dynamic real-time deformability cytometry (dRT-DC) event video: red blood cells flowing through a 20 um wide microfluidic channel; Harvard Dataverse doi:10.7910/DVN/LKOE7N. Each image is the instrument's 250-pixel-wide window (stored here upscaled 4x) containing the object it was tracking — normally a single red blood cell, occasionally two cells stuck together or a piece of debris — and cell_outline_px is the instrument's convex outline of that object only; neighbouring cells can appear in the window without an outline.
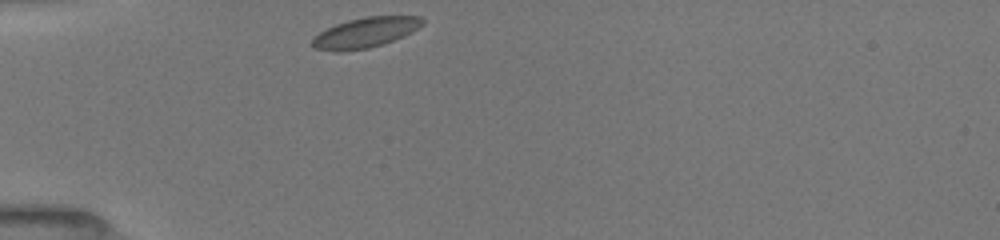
{"species": "common noctule bat (a hibernating species)", "species_latin": "Nyctalus noctula", "temperature_condition": "room temperature", "stored_images_in_passage": 31, "camera_frame_rate_fps": 3000, "um_per_image_px": 0.085, "animal": {"sex": "female", "body_mass_g": 19.5, "forearm_length_mm": 54.1}, "frame": {"image": 1, "passage_image": 1, "time_ms": 0.0, "image_size_px": [1000, 240], "cell_outline_px": [[424, 24], [412, 32], [404, 36], [368, 48], [336, 52], [312, 48], [312, 40], [320, 32], [336, 24], [348, 20], [364, 16], [420, 16], [424, 20]], "centroid_in_image_um": [31.06, 2.76], "position_along_channel_um": 53.9, "area_um2": 19.25}}
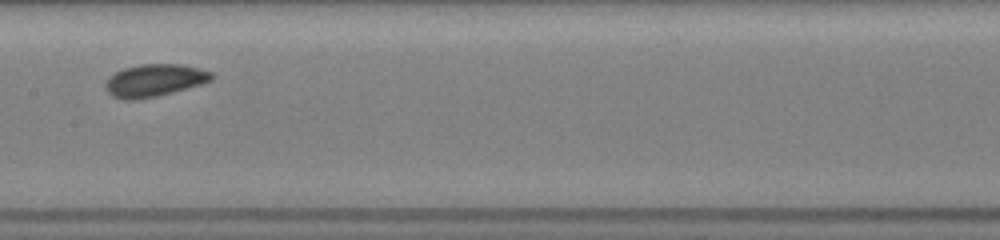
{"frame": {"image": 2, "passage_image": 13, "time_ms": 4.0, "image_size_px": [1000, 240], "cell_outline_px": [[216, 76], [212, 80], [200, 84], [172, 92], [156, 96], [132, 100], [120, 100], [112, 96], [104, 88], [104, 84], [108, 76], [124, 68], [140, 64], [184, 64], [212, 72]], "centroid_in_image_um": [13.1, 6.83], "position_along_channel_um": 194.3, "area_um2": 20.17}}
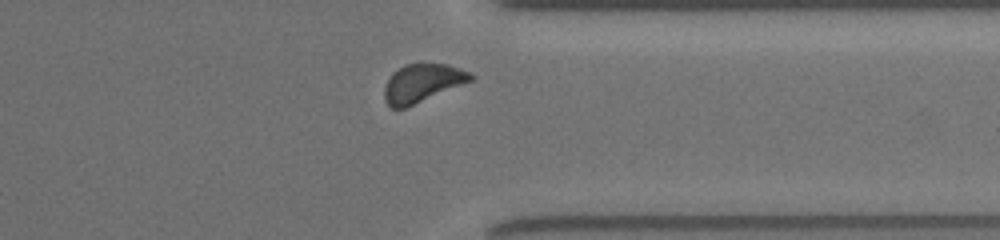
{"frame": {"image": 3, "passage_image": 27, "time_ms": 8.667, "image_size_px": [1000, 240], "cell_outline_px": [[472, 80], [404, 108], [392, 108], [384, 100], [384, 88], [392, 72], [404, 64], [420, 60], [448, 64], [472, 72]], "centroid_in_image_um": [35.88, 6.99], "position_along_channel_um": 375.5, "area_um2": 19.54}}